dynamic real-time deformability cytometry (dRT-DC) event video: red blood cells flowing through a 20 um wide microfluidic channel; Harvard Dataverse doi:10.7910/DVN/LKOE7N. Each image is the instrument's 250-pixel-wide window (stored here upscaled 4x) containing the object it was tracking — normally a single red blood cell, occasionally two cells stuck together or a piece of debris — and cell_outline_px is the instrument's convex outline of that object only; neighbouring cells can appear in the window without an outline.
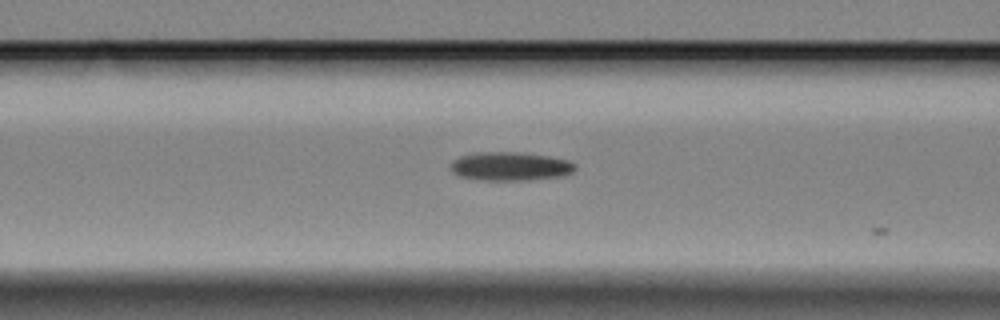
{"species": "Egyptian fruit bat (a non-hibernating species)", "species_latin": "Rousettus aegyptiacus", "temperature_condition": "cold", "stored_images_in_passage": 14, "camera_frame_rate_fps": 3000, "um_per_image_px": 0.085, "animal": {"sex": "female"}, "frame": {"image": 1, "passage_image": 10, "time_ms": 3.0, "image_size_px": [1000, 320], "cell_outline_px": [[576, 168], [572, 172], [564, 176], [528, 180], [484, 180], [460, 176], [452, 172], [452, 160], [460, 156], [476, 152], [520, 152], [548, 156], [568, 160], [576, 164]], "centroid_in_image_um": [43.4, 14.13], "position_along_channel_um": 123.2, "area_um2": 20.81}}
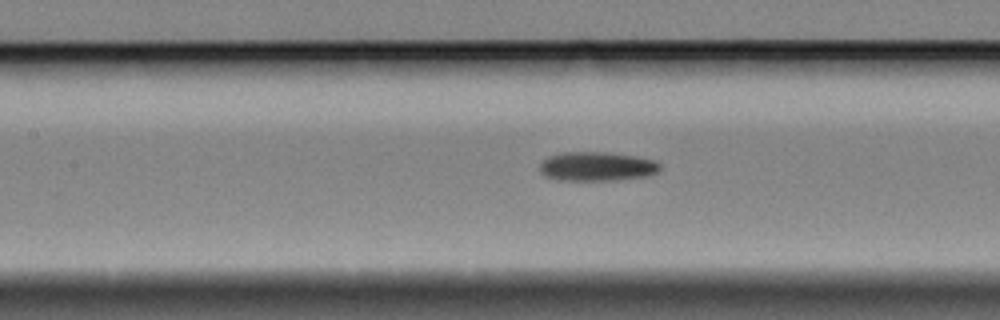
{"frame": {"image": 2, "passage_image": 13, "time_ms": 4.0, "image_size_px": [1000, 320], "cell_outline_px": [[660, 168], [656, 172], [644, 176], [612, 180], [560, 180], [544, 176], [540, 172], [540, 164], [548, 156], [564, 152], [604, 152], [636, 156], [652, 160], [660, 164]], "centroid_in_image_um": [50.68, 14.14], "position_along_channel_um": 156.7, "area_um2": 20.17}}